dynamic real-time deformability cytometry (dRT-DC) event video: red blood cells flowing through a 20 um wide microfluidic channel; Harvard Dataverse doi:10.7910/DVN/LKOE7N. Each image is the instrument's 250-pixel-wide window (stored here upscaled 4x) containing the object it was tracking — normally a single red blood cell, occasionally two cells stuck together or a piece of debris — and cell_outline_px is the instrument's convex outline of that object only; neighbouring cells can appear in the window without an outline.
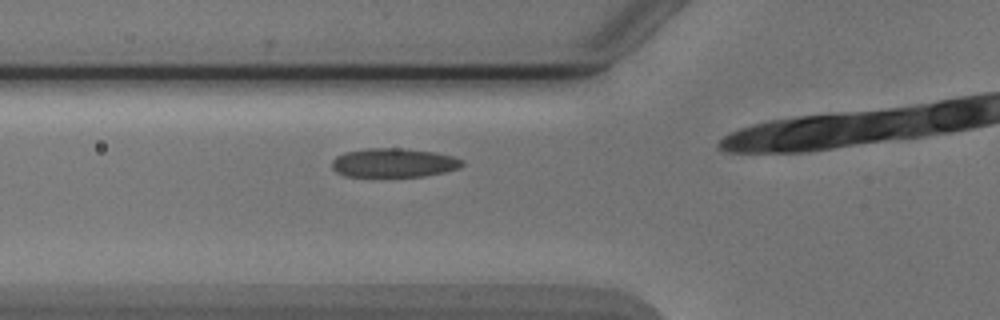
{"species": "Egyptian fruit bat (a non-hibernating species)", "species_latin": "Rousettus aegyptiacus", "temperature_condition": "cold", "stored_images_in_passage": 5, "camera_frame_rate_fps": 3000, "um_per_image_px": 0.085, "animal": {"sex": "male"}, "frame": {"image": 1, "passage_image": 4, "time_ms": 3.667, "image_size_px": [1000, 320], "cell_outline_px": [[464, 164], [460, 168], [444, 172], [424, 176], [344, 176], [336, 172], [332, 168], [332, 160], [336, 156], [344, 152], [368, 148], [404, 148], [436, 152], [452, 156], [464, 160]], "centroid_in_image_um": [33.47, 13.83], "position_along_channel_um": 92.3, "area_um2": 22.14}}